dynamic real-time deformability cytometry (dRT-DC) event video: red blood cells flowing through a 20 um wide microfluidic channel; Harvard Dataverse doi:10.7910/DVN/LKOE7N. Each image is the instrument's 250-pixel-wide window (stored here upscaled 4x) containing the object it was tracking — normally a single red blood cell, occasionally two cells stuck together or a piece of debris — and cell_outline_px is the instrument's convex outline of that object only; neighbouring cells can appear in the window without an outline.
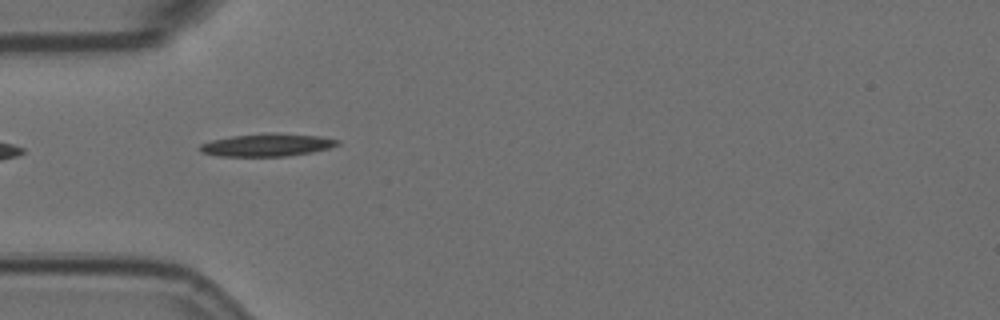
{"species": "Egyptian fruit bat (a non-hibernating species)", "species_latin": "Rousettus aegyptiacus", "temperature_condition": "room temperature", "stored_images_in_passage": 6, "camera_frame_rate_fps": 3000, "um_per_image_px": 0.085, "animal": {"sex": "female"}, "frame": {"image": 1, "passage_image": 5, "time_ms": 1.333, "image_size_px": [1000, 320], "cell_outline_px": [[340, 144], [328, 148], [312, 152], [288, 156], [216, 156], [200, 152], [200, 144], [212, 140], [232, 136], [268, 132], [276, 132], [316, 136], [340, 140]], "centroid_in_image_um": [22.69, 12.32], "position_along_channel_um": 62.3, "area_um2": 18.26}}
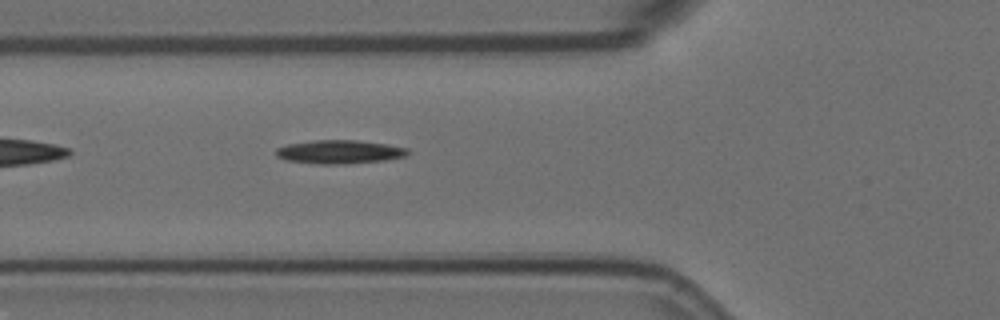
{"frame": {"image": 2, "passage_image": 6, "time_ms": 1.667, "image_size_px": [1000, 320], "cell_outline_px": [[412, 152], [404, 156], [384, 160], [336, 164], [320, 164], [284, 160], [276, 156], [276, 148], [288, 144], [312, 140], [356, 140], [388, 144], [408, 148]], "centroid_in_image_um": [28.85, 12.9], "position_along_channel_um": 97.0, "area_um2": 18.09}}